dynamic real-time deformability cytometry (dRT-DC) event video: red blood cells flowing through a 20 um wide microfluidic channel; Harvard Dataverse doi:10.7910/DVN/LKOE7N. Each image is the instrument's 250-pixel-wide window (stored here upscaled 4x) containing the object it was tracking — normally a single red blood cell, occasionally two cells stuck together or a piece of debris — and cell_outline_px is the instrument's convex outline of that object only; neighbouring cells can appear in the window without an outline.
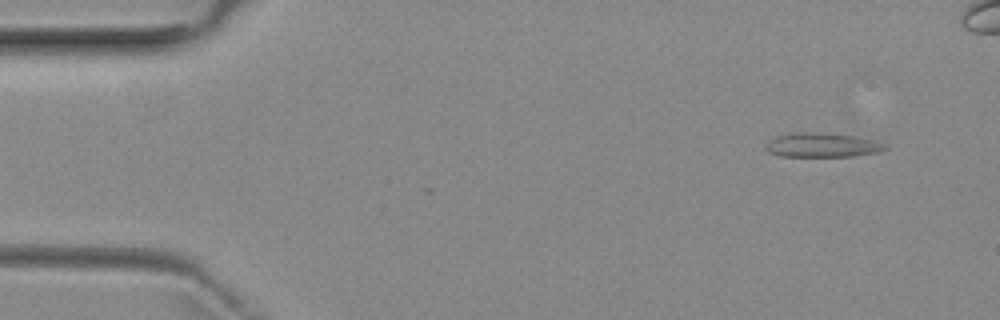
{"species": "common noctule bat (a hibernating species)", "species_latin": "Nyctalus noctula", "temperature_condition": "room temperature", "stored_images_in_passage": 5, "camera_frame_rate_fps": 3000, "um_per_image_px": 0.085, "animal": {"sex": "female", "body_mass_g": 29.2, "forearm_length_mm": 56.3}, "frame": {"image": 1, "passage_image": 1, "time_ms": 0.0, "image_size_px": [1000, 320], "cell_outline_px": [[888, 148], [880, 152], [852, 156], [780, 156], [768, 152], [764, 148], [764, 144], [776, 136], [788, 132], [808, 132], [856, 136], [876, 140], [888, 144]], "centroid_in_image_um": [69.89, 12.33], "position_along_channel_um": 15.1, "area_um2": 17.11}}